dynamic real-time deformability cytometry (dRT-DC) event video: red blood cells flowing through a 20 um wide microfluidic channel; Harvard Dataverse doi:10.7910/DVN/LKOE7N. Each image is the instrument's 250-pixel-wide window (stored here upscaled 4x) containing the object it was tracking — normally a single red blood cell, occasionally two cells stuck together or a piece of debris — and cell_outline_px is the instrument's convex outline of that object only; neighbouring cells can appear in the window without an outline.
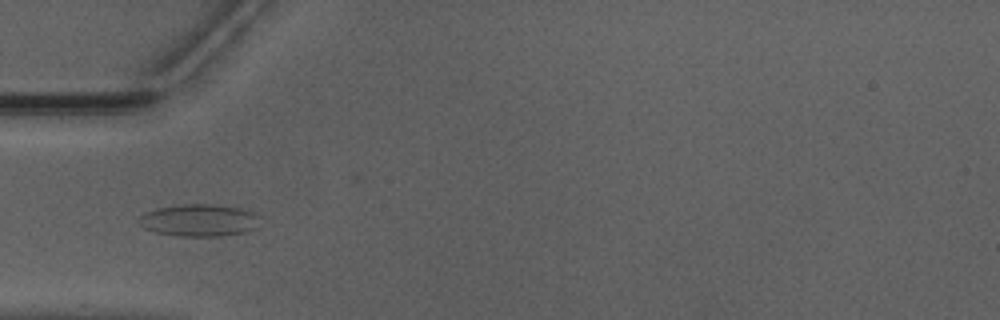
{"species": "Egyptian fruit bat (a non-hibernating species)", "species_latin": "Rousettus aegyptiacus", "temperature_condition": "warm", "stored_images_in_passage": 27, "camera_frame_rate_fps": 3000, "um_per_image_px": 0.085, "animal": {"sex": "male"}, "frame": {"image": 1, "passage_image": 1, "time_ms": 0.0, "image_size_px": [1000, 320], "cell_outline_px": [[260, 216], [256, 228], [244, 232], [220, 236], [176, 236], [156, 232], [144, 228], [140, 224], [140, 216], [156, 208], [180, 204], [216, 204], [240, 208], [252, 212]], "centroid_in_image_um": [16.95, 18.72], "position_along_channel_um": 68.1, "area_um2": 22.66}}
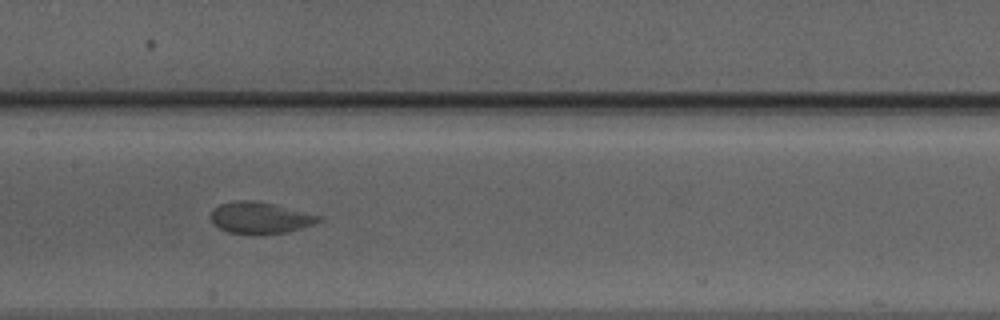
{"frame": {"image": 2, "passage_image": 10, "time_ms": 3.0, "image_size_px": [1000, 320], "cell_outline_px": [[320, 220], [312, 224], [300, 228], [284, 232], [260, 236], [252, 236], [228, 232], [220, 228], [212, 220], [212, 208], [220, 204], [240, 200], [252, 200], [272, 204], [320, 216]], "centroid_in_image_um": [22.05, 18.54], "position_along_channel_um": 185.4, "area_um2": 19.59}}
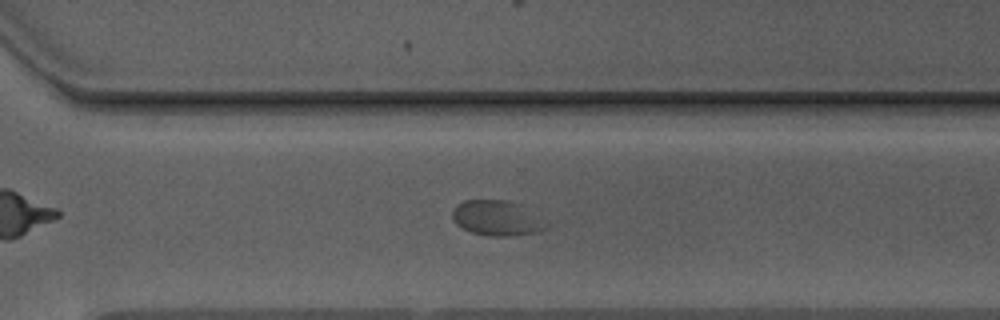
{"frame": {"image": 3, "passage_image": 21, "time_ms": 6.667, "image_size_px": [1000, 320], "cell_outline_px": [[544, 228], [536, 232], [516, 236], [492, 236], [472, 232], [456, 224], [452, 220], [452, 212], [456, 204], [464, 200], [504, 200], [520, 204]], "centroid_in_image_um": [42.05, 18.53], "position_along_channel_um": 328.5, "area_um2": 18.32}}